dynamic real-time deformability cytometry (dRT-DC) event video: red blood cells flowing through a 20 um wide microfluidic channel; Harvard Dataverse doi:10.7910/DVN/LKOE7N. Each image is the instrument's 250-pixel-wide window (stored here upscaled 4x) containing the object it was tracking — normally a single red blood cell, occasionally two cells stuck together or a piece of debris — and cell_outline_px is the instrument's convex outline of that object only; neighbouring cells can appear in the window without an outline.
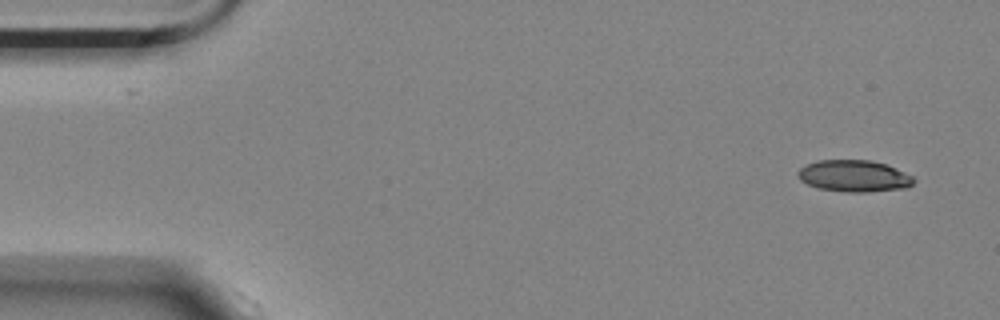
{"species": "Egyptian fruit bat (a non-hibernating species)", "species_latin": "Rousettus aegyptiacus", "temperature_condition": "room temperature", "stored_images_in_passage": 5, "camera_frame_rate_fps": 3000, "um_per_image_px": 0.085, "animal": {"sex": "female"}, "frame": {"image": 1, "passage_image": 1, "time_ms": 0.0, "image_size_px": [1000, 320], "cell_outline_px": [[916, 180], [908, 188], [868, 192], [848, 192], [816, 188], [800, 180], [796, 176], [796, 172], [800, 168], [816, 160], [872, 160], [888, 164], [912, 176]], "centroid_in_image_um": [72.59, 14.96], "position_along_channel_um": 12.4, "area_um2": 21.68}}